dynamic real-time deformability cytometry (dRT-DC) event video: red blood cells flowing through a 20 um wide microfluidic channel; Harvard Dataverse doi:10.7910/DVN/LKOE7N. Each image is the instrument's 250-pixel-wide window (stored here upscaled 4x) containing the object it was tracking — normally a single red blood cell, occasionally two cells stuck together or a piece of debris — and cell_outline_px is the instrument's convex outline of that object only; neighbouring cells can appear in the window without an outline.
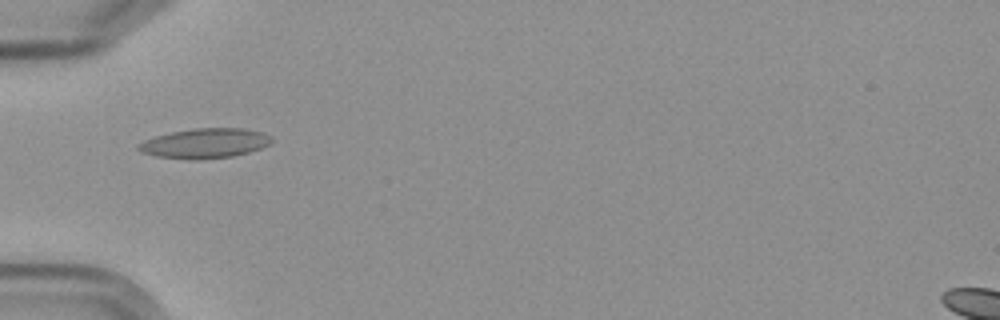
{"species": "Egyptian fruit bat (a non-hibernating species)", "species_latin": "Rousettus aegyptiacus", "temperature_condition": "cold", "stored_images_in_passage": 11, "camera_frame_rate_fps": 3000, "um_per_image_px": 0.085, "frame": {"image": 1, "passage_image": 1, "time_ms": 0.0, "image_size_px": [1000, 320], "cell_outline_px": [[272, 140], [268, 144], [260, 148], [248, 152], [232, 156], [196, 160], [156, 156], [140, 152], [136, 148], [136, 144], [144, 140], [156, 136], [172, 132], [192, 128], [244, 128], [264, 132], [272, 136]], "centroid_in_image_um": [17.39, 12.17], "position_along_channel_um": 67.6, "area_um2": 23.18}}
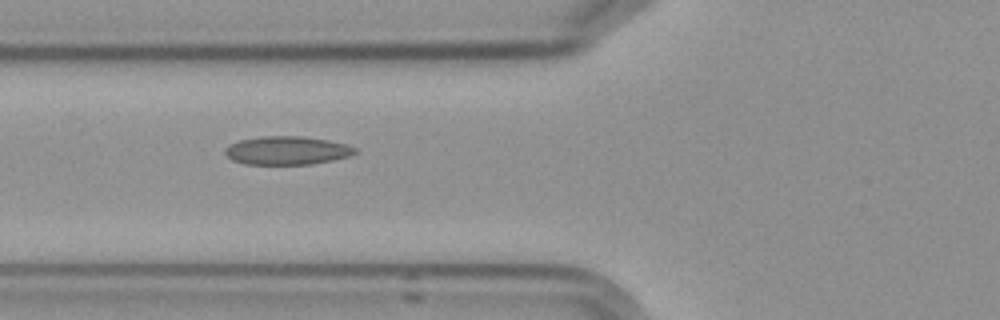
{"frame": {"image": 2, "passage_image": 2, "time_ms": 1.0, "image_size_px": [1000, 320], "cell_outline_px": [[360, 152], [352, 156], [312, 164], [244, 164], [232, 160], [224, 152], [224, 148], [228, 144], [240, 140], [260, 136], [304, 136], [328, 140], [348, 144], [356, 148]], "centroid_in_image_um": [24.43, 12.78], "position_along_channel_um": 101.4, "area_um2": 21.85}}
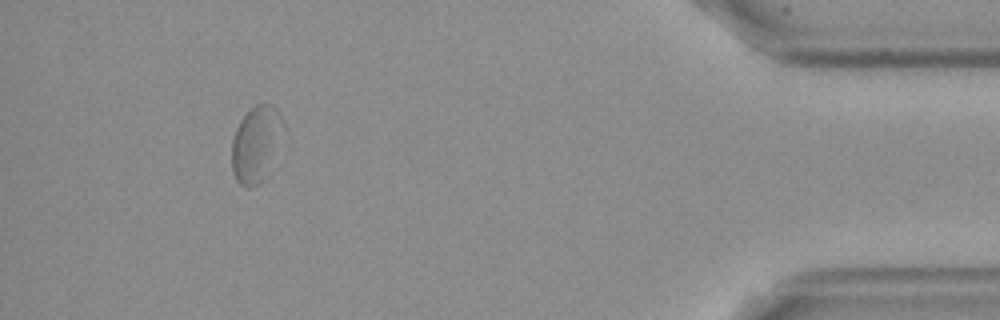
{"frame": {"image": 3, "passage_image": 10, "time_ms": 11.333, "image_size_px": [1000, 320], "cell_outline_px": [[284, 128], [260, 180], [256, 184], [248, 188], [240, 184], [236, 180], [232, 172], [232, 140], [236, 128], [240, 120], [256, 104], [272, 104], [280, 112], [284, 120]], "centroid_in_image_um": [21.72, 12.15], "position_along_channel_um": 413.5, "area_um2": 21.79}, "authors_computed_cell_mechanics": {"area_um2": 21.4438, "velocity_mm_per_s": 3.538, "shape_relaxation_time_tau1_ms": null, "shape_relaxation_time_tau2_ms": 3.3391, "deformation_change_tau1": null, "deformation_change_tau2": 0.0644}}